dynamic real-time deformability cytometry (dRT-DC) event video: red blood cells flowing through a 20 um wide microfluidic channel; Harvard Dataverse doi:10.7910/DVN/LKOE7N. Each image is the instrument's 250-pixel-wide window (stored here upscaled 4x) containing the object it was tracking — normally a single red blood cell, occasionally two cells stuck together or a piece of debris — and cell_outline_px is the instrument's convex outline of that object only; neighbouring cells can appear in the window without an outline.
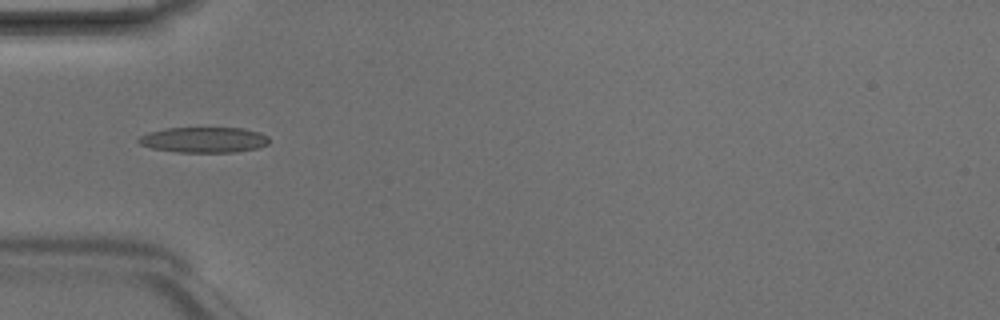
{"species": "Egyptian fruit bat (a non-hibernating species)", "species_latin": "Rousettus aegyptiacus", "temperature_condition": "room temperature", "stored_images_in_passage": 4, "camera_frame_rate_fps": 3000, "um_per_image_px": 0.085, "animal": {"sex": "male"}, "frame": {"image": 1, "passage_image": 4, "time_ms": 1.0, "image_size_px": [1000, 320], "cell_outline_px": [[268, 144], [256, 148], [236, 152], [176, 152], [152, 148], [140, 144], [136, 140], [140, 136], [148, 132], [164, 128], [244, 128], [260, 132], [268, 136]], "centroid_in_image_um": [17.32, 11.88], "position_along_channel_um": 67.7, "area_um2": 19.48}}